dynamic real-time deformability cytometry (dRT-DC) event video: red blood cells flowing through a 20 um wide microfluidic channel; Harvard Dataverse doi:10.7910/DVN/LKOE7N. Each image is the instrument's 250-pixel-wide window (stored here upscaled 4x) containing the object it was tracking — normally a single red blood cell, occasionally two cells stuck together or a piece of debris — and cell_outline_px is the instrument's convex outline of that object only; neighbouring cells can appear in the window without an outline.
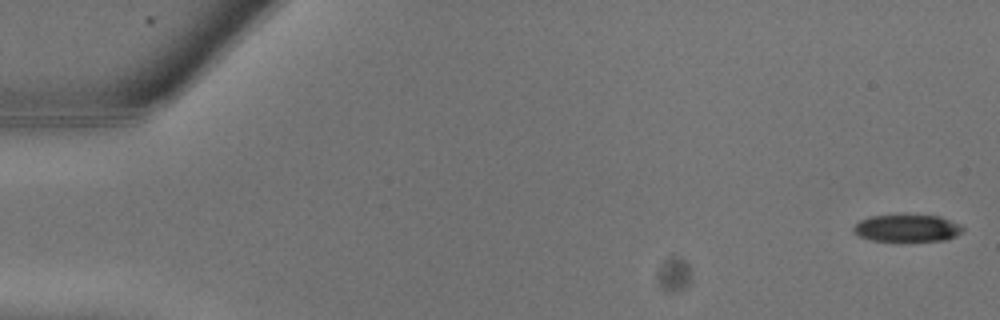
{"species": "common noctule bat (a hibernating species)", "species_latin": "Nyctalus noctula", "temperature_condition": "warm", "stored_images_in_passage": 26, "camera_frame_rate_fps": 3000, "um_per_image_px": 0.085, "animal": {"sex": "male", "body_mass_g": 13.3}, "frame": {"image": 1, "passage_image": 1, "time_ms": 0.0, "image_size_px": [1000, 320], "cell_outline_px": [[964, 232], [956, 236], [944, 240], [900, 244], [872, 240], [860, 236], [852, 232], [852, 228], [860, 220], [868, 216], [940, 216], [960, 224], [964, 228]], "centroid_in_image_um": [77.11, 19.46], "position_along_channel_um": 7.9, "area_um2": 17.98}}
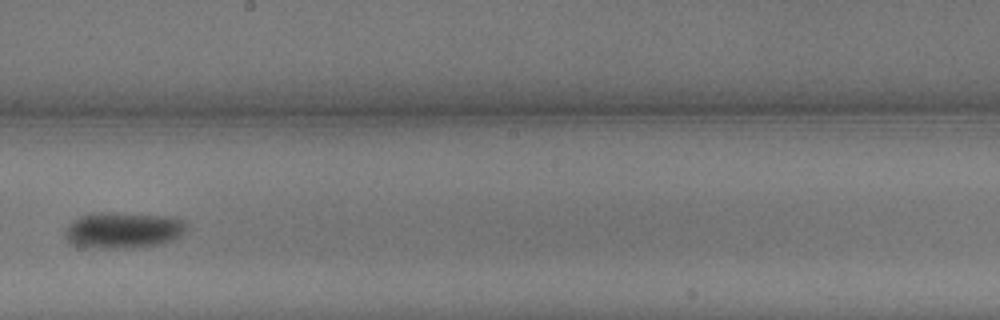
{"frame": {"image": 2, "passage_image": 15, "time_ms": 4.667, "image_size_px": [1000, 320], "cell_outline_px": [[188, 228], [176, 240], [164, 244], [132, 248], [104, 248], [68, 244], [64, 236], [64, 232], [68, 224], [80, 216], [100, 212], [160, 216], [184, 220], [188, 224]], "centroid_in_image_um": [10.48, 19.59], "position_along_channel_um": 237.7, "area_um2": 25.66}}
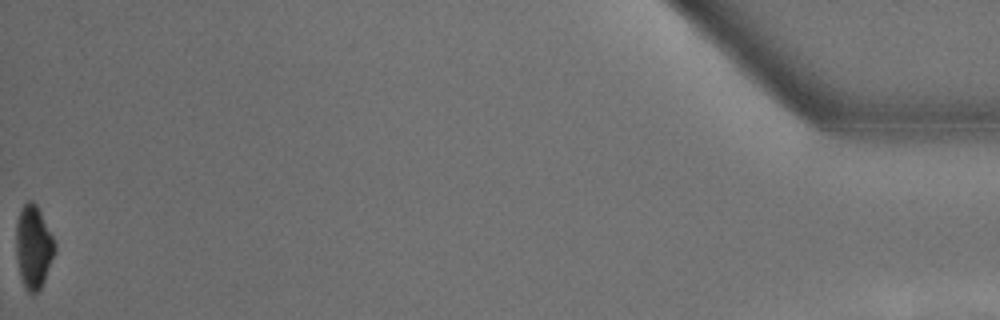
{"frame": {"image": 3, "passage_image": 26, "time_ms": 8.333, "image_size_px": [1000, 320], "cell_outline_px": [[56, 248], [44, 280], [40, 288], [36, 292], [28, 292], [24, 288], [20, 276], [16, 256], [16, 220], [20, 208], [28, 200], [32, 200], [36, 204], [56, 244]], "centroid_in_image_um": [2.82, 20.96], "position_along_channel_um": 432.4, "area_um2": 18.61}}